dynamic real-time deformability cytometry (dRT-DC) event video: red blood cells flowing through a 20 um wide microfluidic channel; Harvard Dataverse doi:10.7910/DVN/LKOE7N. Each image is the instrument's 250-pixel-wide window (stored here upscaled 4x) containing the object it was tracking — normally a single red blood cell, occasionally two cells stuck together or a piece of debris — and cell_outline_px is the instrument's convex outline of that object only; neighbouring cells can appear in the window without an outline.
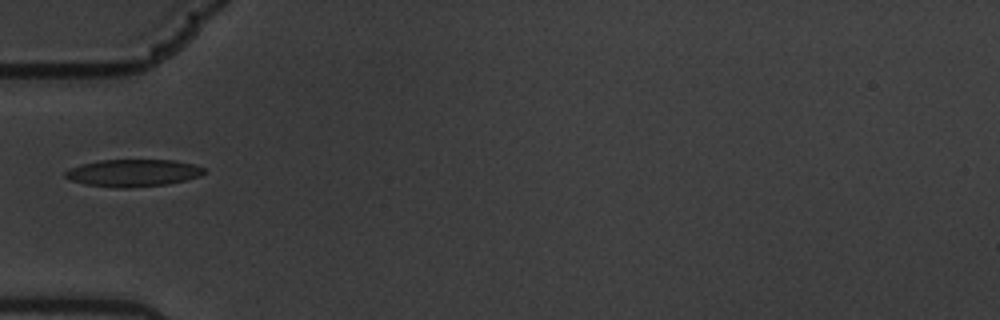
{"species": "common noctule bat (a hibernating species)", "species_latin": "Nyctalus noctula", "temperature_condition": "warm", "stored_images_in_passage": 35, "camera_frame_rate_fps": 3000, "um_per_image_px": 0.085, "animal": {"sex": "male", "body_mass_g": 19.5, "forearm_length_mm": 54.6}, "frame": {"image": 1, "passage_image": 1, "time_ms": 0.0, "image_size_px": [1000, 320], "cell_outline_px": [[204, 172], [200, 176], [168, 184], [128, 188], [116, 188], [84, 184], [72, 180], [64, 176], [64, 172], [80, 164], [100, 160], [176, 160], [192, 164], [204, 168]], "centroid_in_image_um": [11.3, 14.7], "position_along_channel_um": 73.7, "area_um2": 21.96}}
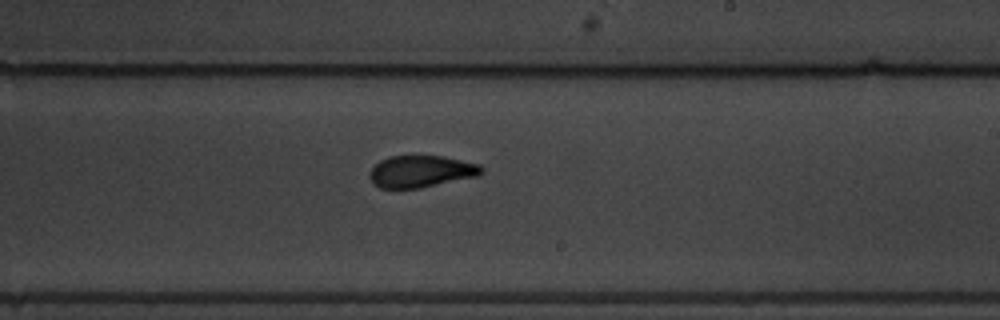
{"frame": {"image": 2, "passage_image": 17, "time_ms": 5.333, "image_size_px": [1000, 320], "cell_outline_px": [[484, 172], [480, 176], [420, 188], [380, 188], [372, 184], [368, 176], [368, 172], [380, 160], [388, 156], [444, 156], [480, 164], [484, 168]], "centroid_in_image_um": [35.8, 14.57], "position_along_channel_um": 253.2, "area_um2": 21.15}}
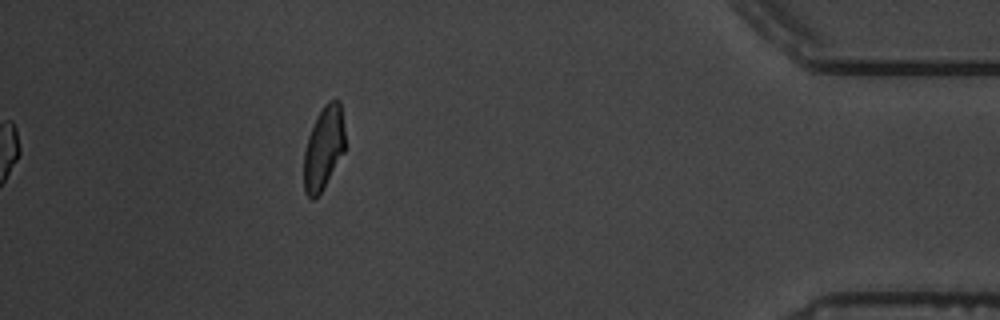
{"frame": {"image": 3, "passage_image": 35, "time_ms": 11.333, "image_size_px": [1000, 320], "cell_outline_px": [[344, 152], [320, 192], [312, 200], [304, 192], [304, 152], [308, 136], [316, 116], [324, 104], [328, 100], [340, 100], [344, 128]], "centroid_in_image_um": [27.5, 12.53], "position_along_channel_um": 407.7, "area_um2": 19.77}}